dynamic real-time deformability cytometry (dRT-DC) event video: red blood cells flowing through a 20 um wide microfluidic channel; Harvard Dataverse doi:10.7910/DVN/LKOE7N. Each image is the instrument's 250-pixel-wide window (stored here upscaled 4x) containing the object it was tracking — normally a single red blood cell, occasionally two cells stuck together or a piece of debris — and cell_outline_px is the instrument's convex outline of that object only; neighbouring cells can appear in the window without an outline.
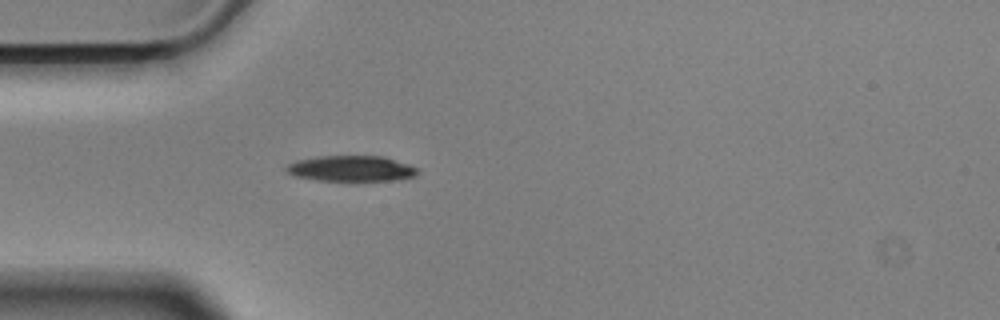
{"species": "Egyptian fruit bat (a non-hibernating species)", "species_latin": "Rousettus aegyptiacus", "temperature_condition": "cold", "stored_images_in_passage": 8, "camera_frame_rate_fps": 3000, "um_per_image_px": 0.085, "animal": {"sex": "male"}, "frame": {"image": 1, "passage_image": 1, "time_ms": 0.0, "image_size_px": [1000, 320], "cell_outline_px": [[416, 176], [388, 180], [320, 180], [296, 176], [288, 172], [284, 168], [288, 164], [296, 160], [316, 156], [384, 156], [408, 164], [416, 168]], "centroid_in_image_um": [29.81, 14.3], "position_along_channel_um": 55.2, "area_um2": 19.31}}
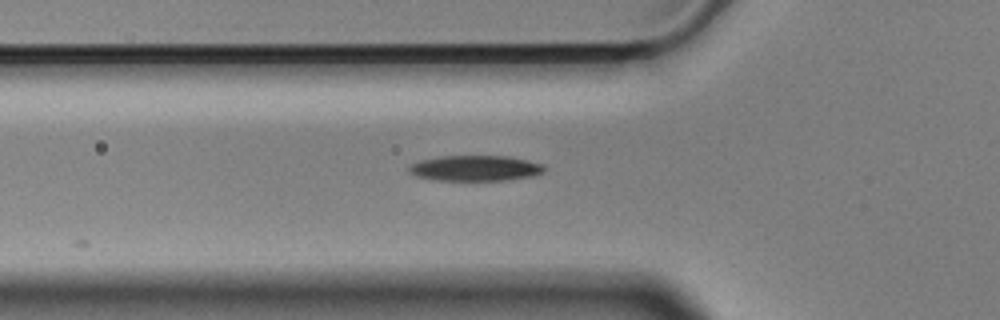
{"frame": {"image": 2, "passage_image": 4, "time_ms": 1.0, "image_size_px": [1000, 320], "cell_outline_px": [[544, 172], [536, 176], [508, 180], [436, 180], [416, 176], [408, 172], [408, 164], [420, 160], [440, 156], [508, 156], [540, 164], [544, 168]], "centroid_in_image_um": [40.35, 14.3], "position_along_channel_um": 85.5, "area_um2": 20.17}}
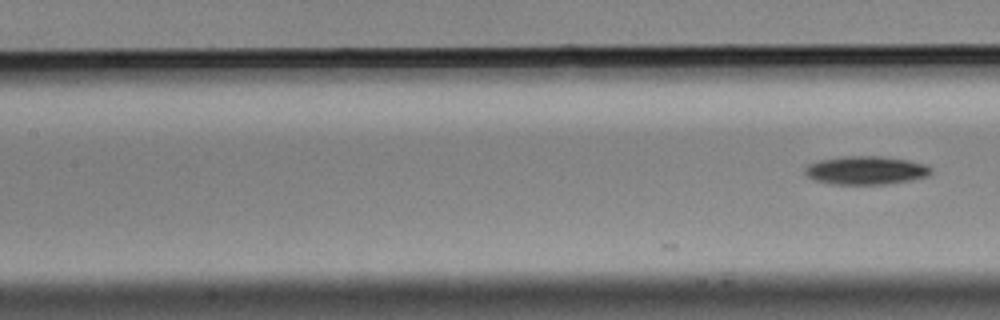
{"frame": {"image": 3, "passage_image": 8, "time_ms": 2.333, "image_size_px": [1000, 320], "cell_outline_px": [[932, 172], [928, 176], [908, 180], [884, 184], [832, 184], [812, 180], [804, 172], [804, 168], [808, 164], [820, 160], [840, 156], [880, 156], [908, 160], [924, 164], [932, 168]], "centroid_in_image_um": [73.56, 14.47], "position_along_channel_um": 133.8, "area_um2": 20.87}}